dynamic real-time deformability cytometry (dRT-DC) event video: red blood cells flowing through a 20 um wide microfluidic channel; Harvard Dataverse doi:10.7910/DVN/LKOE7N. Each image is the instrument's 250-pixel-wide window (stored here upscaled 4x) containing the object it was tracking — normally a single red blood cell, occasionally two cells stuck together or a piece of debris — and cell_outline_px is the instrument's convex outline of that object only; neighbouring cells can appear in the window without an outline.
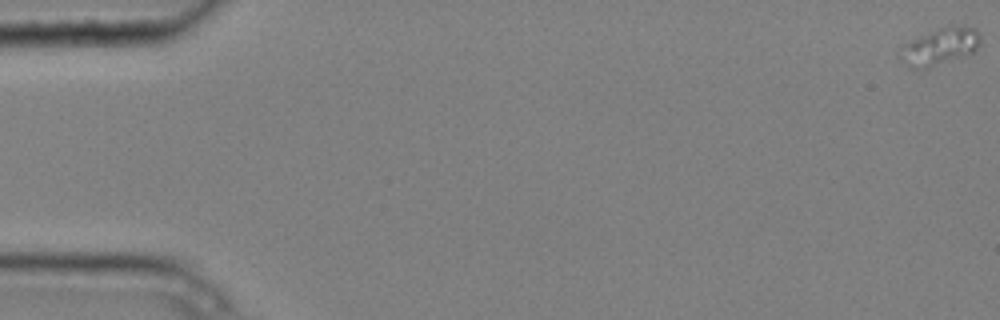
{"species": "common noctule bat (a hibernating species)", "species_latin": "Nyctalus noctula", "temperature_condition": "cold", "stored_images_in_passage": 4, "camera_frame_rate_fps": 3000, "um_per_image_px": 0.085, "animal": {"sex": "male", "body_mass_g": 20.4}, "frame": {"image": 1, "passage_image": 1, "time_ms": 0.0, "image_size_px": [1000, 320], "cell_outline_px": [[980, 44], [972, 52], [928, 68], [908, 68], [900, 60], [900, 56], [908, 44], [920, 36], [940, 28], [952, 24], [956, 24], [976, 28], [980, 32]], "centroid_in_image_um": [79.96, 3.94], "position_along_channel_um": 5.0, "area_um2": 16.82}}